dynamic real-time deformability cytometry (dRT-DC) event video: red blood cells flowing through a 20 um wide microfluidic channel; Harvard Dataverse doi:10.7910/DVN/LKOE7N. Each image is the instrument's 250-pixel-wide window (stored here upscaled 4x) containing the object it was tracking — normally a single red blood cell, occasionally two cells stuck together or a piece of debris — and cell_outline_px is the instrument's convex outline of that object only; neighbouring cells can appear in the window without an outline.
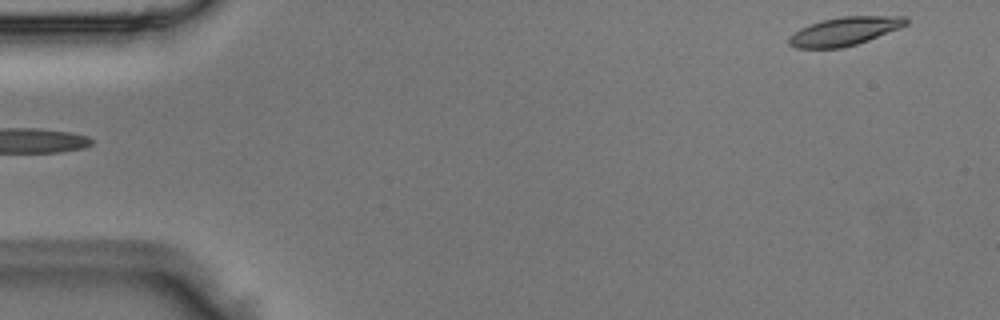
{"species": "Egyptian fruit bat (a non-hibernating species)", "species_latin": "Rousettus aegyptiacus", "temperature_condition": "room temperature", "stored_images_in_passage": 4, "segment_of_instrument_passage": [2, 2], "camera_frame_rate_fps": 3000, "um_per_image_px": 0.085, "animal": {"sex": "male"}, "frame": {"image": 1, "passage_image": 4, "time_ms": 1.0, "image_size_px": [1000, 320], "cell_outline_px": [[908, 24], [900, 28], [868, 40], [844, 48], [796, 48], [788, 44], [788, 36], [800, 28], [824, 20], [844, 16], [908, 16]], "centroid_in_image_um": [71.8, 2.66], "position_along_channel_um": 13.2, "area_um2": 19.36}}